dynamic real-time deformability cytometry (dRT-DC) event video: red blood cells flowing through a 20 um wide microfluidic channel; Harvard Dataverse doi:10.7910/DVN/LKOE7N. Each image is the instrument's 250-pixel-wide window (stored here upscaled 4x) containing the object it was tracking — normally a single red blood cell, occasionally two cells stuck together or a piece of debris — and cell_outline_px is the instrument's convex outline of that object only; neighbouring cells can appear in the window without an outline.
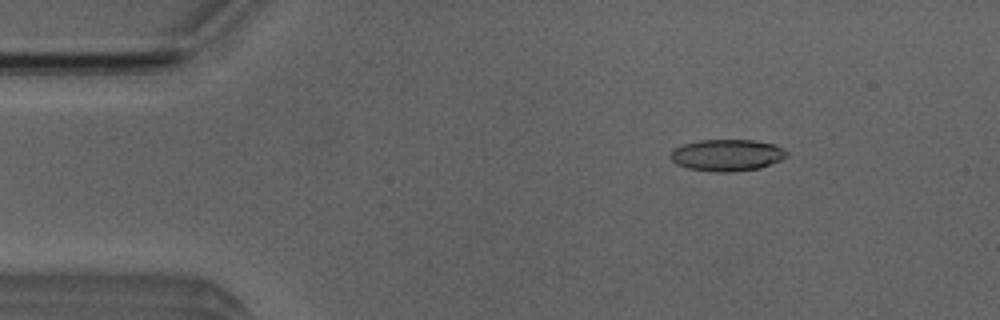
{"species": "Egyptian fruit bat (a non-hibernating species)", "species_latin": "Rousettus aegyptiacus", "temperature_condition": "room temperature", "stored_images_in_passage": 3, "camera_frame_rate_fps": 3000, "um_per_image_px": 0.085, "animal": {"sex": "male"}, "frame": {"image": 1, "passage_image": 1, "time_ms": 0.0, "image_size_px": [1000, 320], "cell_outline_px": [[788, 156], [780, 160], [760, 168], [728, 172], [716, 172], [688, 168], [676, 164], [672, 160], [672, 152], [676, 148], [684, 144], [700, 140], [752, 140], [772, 144], [788, 152]], "centroid_in_image_um": [61.81, 13.19], "position_along_channel_um": 23.2, "area_um2": 21.1}}